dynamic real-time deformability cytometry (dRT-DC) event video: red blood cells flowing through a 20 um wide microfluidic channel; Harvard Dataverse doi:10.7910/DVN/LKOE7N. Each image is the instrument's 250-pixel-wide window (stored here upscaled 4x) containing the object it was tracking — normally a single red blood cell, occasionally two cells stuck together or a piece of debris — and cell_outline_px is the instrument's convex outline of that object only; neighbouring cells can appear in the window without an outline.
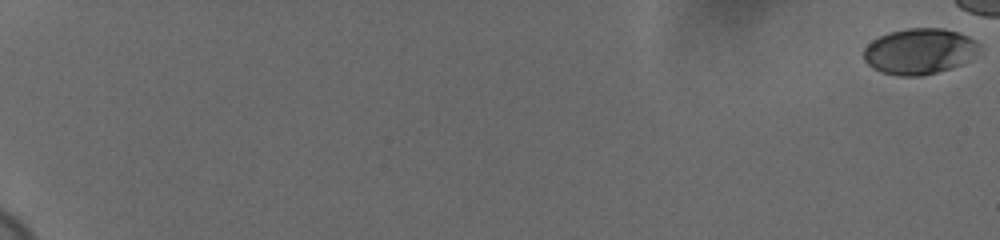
{"species": "human", "species_latin": "Homo sapiens", "temperature_condition": "cold", "stored_images_in_passage": 57, "camera_frame_rate_fps": 3000, "um_per_image_px": 0.085, "donor": {"sex": "female"}, "frame": {"image": 1, "passage_image": 1, "time_ms": 0.0, "image_size_px": [1000, 240], "cell_outline_px": [[980, 44], [976, 52], [960, 64], [924, 76], [900, 76], [880, 72], [872, 68], [864, 60], [864, 48], [872, 40], [888, 32], [908, 28], [944, 28], [968, 36], [976, 40]], "centroid_in_image_um": [78.09, 4.35], "position_along_channel_um": 6.9, "area_um2": 30.63}}
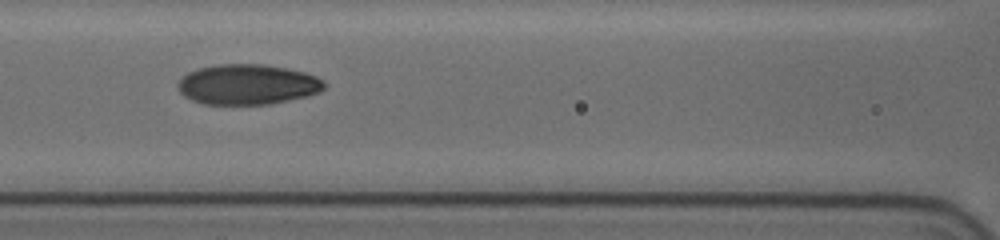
{"frame": {"image": 2, "passage_image": 32, "time_ms": 10.333, "image_size_px": [1000, 240], "cell_outline_px": [[324, 88], [320, 92], [308, 96], [268, 104], [204, 104], [192, 100], [184, 96], [180, 92], [176, 84], [188, 72], [200, 68], [216, 64], [264, 64], [288, 68], [304, 72], [316, 76], [324, 80]], "centroid_in_image_um": [21.05, 7.17], "position_along_channel_um": 145.6, "area_um2": 34.39}}
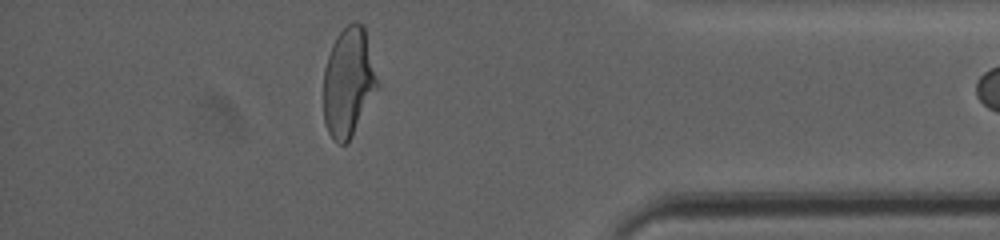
{"frame": {"image": 3, "passage_image": 55, "time_ms": 18.0, "image_size_px": [1000, 240], "cell_outline_px": [[380, 88], [348, 144], [340, 144], [332, 140], [324, 124], [324, 68], [332, 44], [336, 36], [348, 24], [356, 20], [364, 24], [380, 84]], "centroid_in_image_um": [29.65, 7.01], "position_along_channel_um": 405.5, "area_um2": 35.2}}